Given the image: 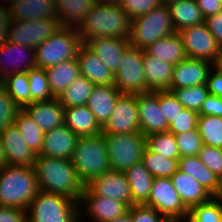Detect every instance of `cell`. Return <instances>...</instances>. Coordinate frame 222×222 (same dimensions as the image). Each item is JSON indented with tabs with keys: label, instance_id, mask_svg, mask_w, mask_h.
Listing matches in <instances>:
<instances>
[{
	"label": "cell",
	"instance_id": "24",
	"mask_svg": "<svg viewBox=\"0 0 222 222\" xmlns=\"http://www.w3.org/2000/svg\"><path fill=\"white\" fill-rule=\"evenodd\" d=\"M170 179L182 202L189 210L193 206L206 203L213 198L199 182L185 172L177 170Z\"/></svg>",
	"mask_w": 222,
	"mask_h": 222
},
{
	"label": "cell",
	"instance_id": "12",
	"mask_svg": "<svg viewBox=\"0 0 222 222\" xmlns=\"http://www.w3.org/2000/svg\"><path fill=\"white\" fill-rule=\"evenodd\" d=\"M182 38L187 58L215 62L220 46L206 24L186 27L178 32Z\"/></svg>",
	"mask_w": 222,
	"mask_h": 222
},
{
	"label": "cell",
	"instance_id": "47",
	"mask_svg": "<svg viewBox=\"0 0 222 222\" xmlns=\"http://www.w3.org/2000/svg\"><path fill=\"white\" fill-rule=\"evenodd\" d=\"M161 4V0H121L119 5L132 21L139 16L147 14Z\"/></svg>",
	"mask_w": 222,
	"mask_h": 222
},
{
	"label": "cell",
	"instance_id": "8",
	"mask_svg": "<svg viewBox=\"0 0 222 222\" xmlns=\"http://www.w3.org/2000/svg\"><path fill=\"white\" fill-rule=\"evenodd\" d=\"M103 135H105L110 169L125 172L142 161L146 137L141 132Z\"/></svg>",
	"mask_w": 222,
	"mask_h": 222
},
{
	"label": "cell",
	"instance_id": "29",
	"mask_svg": "<svg viewBox=\"0 0 222 222\" xmlns=\"http://www.w3.org/2000/svg\"><path fill=\"white\" fill-rule=\"evenodd\" d=\"M57 19L61 27L78 29L86 15L95 5V0H54Z\"/></svg>",
	"mask_w": 222,
	"mask_h": 222
},
{
	"label": "cell",
	"instance_id": "26",
	"mask_svg": "<svg viewBox=\"0 0 222 222\" xmlns=\"http://www.w3.org/2000/svg\"><path fill=\"white\" fill-rule=\"evenodd\" d=\"M9 11L12 21L57 19L54 0H18Z\"/></svg>",
	"mask_w": 222,
	"mask_h": 222
},
{
	"label": "cell",
	"instance_id": "40",
	"mask_svg": "<svg viewBox=\"0 0 222 222\" xmlns=\"http://www.w3.org/2000/svg\"><path fill=\"white\" fill-rule=\"evenodd\" d=\"M146 147L165 158L179 159V149L174 134L169 131L146 136Z\"/></svg>",
	"mask_w": 222,
	"mask_h": 222
},
{
	"label": "cell",
	"instance_id": "42",
	"mask_svg": "<svg viewBox=\"0 0 222 222\" xmlns=\"http://www.w3.org/2000/svg\"><path fill=\"white\" fill-rule=\"evenodd\" d=\"M185 222H222V200L213 197L206 203L193 206Z\"/></svg>",
	"mask_w": 222,
	"mask_h": 222
},
{
	"label": "cell",
	"instance_id": "63",
	"mask_svg": "<svg viewBox=\"0 0 222 222\" xmlns=\"http://www.w3.org/2000/svg\"><path fill=\"white\" fill-rule=\"evenodd\" d=\"M3 2L5 1L6 2V4H7V2H8V4L9 5H7L6 7H10V6H12L13 4H15V2H17L18 0H2Z\"/></svg>",
	"mask_w": 222,
	"mask_h": 222
},
{
	"label": "cell",
	"instance_id": "15",
	"mask_svg": "<svg viewBox=\"0 0 222 222\" xmlns=\"http://www.w3.org/2000/svg\"><path fill=\"white\" fill-rule=\"evenodd\" d=\"M141 133L146 137L166 132L169 125L159 105V90L136 94Z\"/></svg>",
	"mask_w": 222,
	"mask_h": 222
},
{
	"label": "cell",
	"instance_id": "54",
	"mask_svg": "<svg viewBox=\"0 0 222 222\" xmlns=\"http://www.w3.org/2000/svg\"><path fill=\"white\" fill-rule=\"evenodd\" d=\"M206 85L210 95L222 98V73L212 68L209 71Z\"/></svg>",
	"mask_w": 222,
	"mask_h": 222
},
{
	"label": "cell",
	"instance_id": "64",
	"mask_svg": "<svg viewBox=\"0 0 222 222\" xmlns=\"http://www.w3.org/2000/svg\"><path fill=\"white\" fill-rule=\"evenodd\" d=\"M174 1H178V0H161L162 4H165V5H167L171 2H174Z\"/></svg>",
	"mask_w": 222,
	"mask_h": 222
},
{
	"label": "cell",
	"instance_id": "7",
	"mask_svg": "<svg viewBox=\"0 0 222 222\" xmlns=\"http://www.w3.org/2000/svg\"><path fill=\"white\" fill-rule=\"evenodd\" d=\"M82 44L77 29L61 27L34 49L36 66L45 69L75 59Z\"/></svg>",
	"mask_w": 222,
	"mask_h": 222
},
{
	"label": "cell",
	"instance_id": "32",
	"mask_svg": "<svg viewBox=\"0 0 222 222\" xmlns=\"http://www.w3.org/2000/svg\"><path fill=\"white\" fill-rule=\"evenodd\" d=\"M178 170L194 178L213 197H216L219 189V178L200 161L198 155L180 157Z\"/></svg>",
	"mask_w": 222,
	"mask_h": 222
},
{
	"label": "cell",
	"instance_id": "6",
	"mask_svg": "<svg viewBox=\"0 0 222 222\" xmlns=\"http://www.w3.org/2000/svg\"><path fill=\"white\" fill-rule=\"evenodd\" d=\"M175 32L170 10L167 5L161 4L131 21L129 43L132 47L144 50L155 41Z\"/></svg>",
	"mask_w": 222,
	"mask_h": 222
},
{
	"label": "cell",
	"instance_id": "45",
	"mask_svg": "<svg viewBox=\"0 0 222 222\" xmlns=\"http://www.w3.org/2000/svg\"><path fill=\"white\" fill-rule=\"evenodd\" d=\"M179 149L180 157L196 156L202 149L203 142L198 129L184 133L174 134Z\"/></svg>",
	"mask_w": 222,
	"mask_h": 222
},
{
	"label": "cell",
	"instance_id": "61",
	"mask_svg": "<svg viewBox=\"0 0 222 222\" xmlns=\"http://www.w3.org/2000/svg\"><path fill=\"white\" fill-rule=\"evenodd\" d=\"M98 3L120 4L121 0H95Z\"/></svg>",
	"mask_w": 222,
	"mask_h": 222
},
{
	"label": "cell",
	"instance_id": "5",
	"mask_svg": "<svg viewBox=\"0 0 222 222\" xmlns=\"http://www.w3.org/2000/svg\"><path fill=\"white\" fill-rule=\"evenodd\" d=\"M80 211L79 202L39 190L27 209V222H82Z\"/></svg>",
	"mask_w": 222,
	"mask_h": 222
},
{
	"label": "cell",
	"instance_id": "49",
	"mask_svg": "<svg viewBox=\"0 0 222 222\" xmlns=\"http://www.w3.org/2000/svg\"><path fill=\"white\" fill-rule=\"evenodd\" d=\"M198 113L184 108L182 112L169 125L168 130L172 134L184 133L197 128Z\"/></svg>",
	"mask_w": 222,
	"mask_h": 222
},
{
	"label": "cell",
	"instance_id": "31",
	"mask_svg": "<svg viewBox=\"0 0 222 222\" xmlns=\"http://www.w3.org/2000/svg\"><path fill=\"white\" fill-rule=\"evenodd\" d=\"M51 93L57 98L80 74L77 58L44 69Z\"/></svg>",
	"mask_w": 222,
	"mask_h": 222
},
{
	"label": "cell",
	"instance_id": "41",
	"mask_svg": "<svg viewBox=\"0 0 222 222\" xmlns=\"http://www.w3.org/2000/svg\"><path fill=\"white\" fill-rule=\"evenodd\" d=\"M31 103L49 101L55 97L51 93L50 84L45 70L42 67L35 66L27 71Z\"/></svg>",
	"mask_w": 222,
	"mask_h": 222
},
{
	"label": "cell",
	"instance_id": "9",
	"mask_svg": "<svg viewBox=\"0 0 222 222\" xmlns=\"http://www.w3.org/2000/svg\"><path fill=\"white\" fill-rule=\"evenodd\" d=\"M114 86L120 93L140 94L146 92L143 67V50L129 46L123 53Z\"/></svg>",
	"mask_w": 222,
	"mask_h": 222
},
{
	"label": "cell",
	"instance_id": "30",
	"mask_svg": "<svg viewBox=\"0 0 222 222\" xmlns=\"http://www.w3.org/2000/svg\"><path fill=\"white\" fill-rule=\"evenodd\" d=\"M144 51L160 61L173 65L187 58L182 38L178 32L155 41Z\"/></svg>",
	"mask_w": 222,
	"mask_h": 222
},
{
	"label": "cell",
	"instance_id": "53",
	"mask_svg": "<svg viewBox=\"0 0 222 222\" xmlns=\"http://www.w3.org/2000/svg\"><path fill=\"white\" fill-rule=\"evenodd\" d=\"M204 23L215 37L219 46L222 47V11L207 17Z\"/></svg>",
	"mask_w": 222,
	"mask_h": 222
},
{
	"label": "cell",
	"instance_id": "43",
	"mask_svg": "<svg viewBox=\"0 0 222 222\" xmlns=\"http://www.w3.org/2000/svg\"><path fill=\"white\" fill-rule=\"evenodd\" d=\"M172 91L178 101L187 109L199 113L202 103L209 96L207 85L168 89Z\"/></svg>",
	"mask_w": 222,
	"mask_h": 222
},
{
	"label": "cell",
	"instance_id": "19",
	"mask_svg": "<svg viewBox=\"0 0 222 222\" xmlns=\"http://www.w3.org/2000/svg\"><path fill=\"white\" fill-rule=\"evenodd\" d=\"M79 136L65 125L44 132L41 151L36 156L72 159Z\"/></svg>",
	"mask_w": 222,
	"mask_h": 222
},
{
	"label": "cell",
	"instance_id": "16",
	"mask_svg": "<svg viewBox=\"0 0 222 222\" xmlns=\"http://www.w3.org/2000/svg\"><path fill=\"white\" fill-rule=\"evenodd\" d=\"M6 61L9 63H6ZM35 66V51L33 48L10 41H6L0 46V81L8 75L27 72Z\"/></svg>",
	"mask_w": 222,
	"mask_h": 222
},
{
	"label": "cell",
	"instance_id": "60",
	"mask_svg": "<svg viewBox=\"0 0 222 222\" xmlns=\"http://www.w3.org/2000/svg\"><path fill=\"white\" fill-rule=\"evenodd\" d=\"M215 198L222 200V176L219 179V189Z\"/></svg>",
	"mask_w": 222,
	"mask_h": 222
},
{
	"label": "cell",
	"instance_id": "34",
	"mask_svg": "<svg viewBox=\"0 0 222 222\" xmlns=\"http://www.w3.org/2000/svg\"><path fill=\"white\" fill-rule=\"evenodd\" d=\"M167 6L176 32L205 22L196 0H178L167 4Z\"/></svg>",
	"mask_w": 222,
	"mask_h": 222
},
{
	"label": "cell",
	"instance_id": "59",
	"mask_svg": "<svg viewBox=\"0 0 222 222\" xmlns=\"http://www.w3.org/2000/svg\"><path fill=\"white\" fill-rule=\"evenodd\" d=\"M5 165H7L6 156H5L4 148H3L1 137H0V169Z\"/></svg>",
	"mask_w": 222,
	"mask_h": 222
},
{
	"label": "cell",
	"instance_id": "37",
	"mask_svg": "<svg viewBox=\"0 0 222 222\" xmlns=\"http://www.w3.org/2000/svg\"><path fill=\"white\" fill-rule=\"evenodd\" d=\"M178 160L165 158L147 147L142 153V162L154 178H170L178 170Z\"/></svg>",
	"mask_w": 222,
	"mask_h": 222
},
{
	"label": "cell",
	"instance_id": "58",
	"mask_svg": "<svg viewBox=\"0 0 222 222\" xmlns=\"http://www.w3.org/2000/svg\"><path fill=\"white\" fill-rule=\"evenodd\" d=\"M108 222H133L132 217H131V213L129 211H127L125 214H123L120 217H117L111 221Z\"/></svg>",
	"mask_w": 222,
	"mask_h": 222
},
{
	"label": "cell",
	"instance_id": "10",
	"mask_svg": "<svg viewBox=\"0 0 222 222\" xmlns=\"http://www.w3.org/2000/svg\"><path fill=\"white\" fill-rule=\"evenodd\" d=\"M156 209L164 218L186 219L189 209L182 202L170 178H154L151 192L144 204Z\"/></svg>",
	"mask_w": 222,
	"mask_h": 222
},
{
	"label": "cell",
	"instance_id": "38",
	"mask_svg": "<svg viewBox=\"0 0 222 222\" xmlns=\"http://www.w3.org/2000/svg\"><path fill=\"white\" fill-rule=\"evenodd\" d=\"M8 95L21 107L31 104L30 85L27 72L8 75L1 81Z\"/></svg>",
	"mask_w": 222,
	"mask_h": 222
},
{
	"label": "cell",
	"instance_id": "48",
	"mask_svg": "<svg viewBox=\"0 0 222 222\" xmlns=\"http://www.w3.org/2000/svg\"><path fill=\"white\" fill-rule=\"evenodd\" d=\"M198 157L220 179L222 176V149L203 145Z\"/></svg>",
	"mask_w": 222,
	"mask_h": 222
},
{
	"label": "cell",
	"instance_id": "3",
	"mask_svg": "<svg viewBox=\"0 0 222 222\" xmlns=\"http://www.w3.org/2000/svg\"><path fill=\"white\" fill-rule=\"evenodd\" d=\"M38 191L33 166L5 165L0 169V206L27 210Z\"/></svg>",
	"mask_w": 222,
	"mask_h": 222
},
{
	"label": "cell",
	"instance_id": "17",
	"mask_svg": "<svg viewBox=\"0 0 222 222\" xmlns=\"http://www.w3.org/2000/svg\"><path fill=\"white\" fill-rule=\"evenodd\" d=\"M86 186L95 195L120 200L129 207L135 205L132 202L129 183L124 172L110 169L101 176L94 178Z\"/></svg>",
	"mask_w": 222,
	"mask_h": 222
},
{
	"label": "cell",
	"instance_id": "14",
	"mask_svg": "<svg viewBox=\"0 0 222 222\" xmlns=\"http://www.w3.org/2000/svg\"><path fill=\"white\" fill-rule=\"evenodd\" d=\"M84 210L86 217L88 216L93 222H108L117 217L122 216L129 210V206L113 198L95 195L87 186L81 200L79 201V209Z\"/></svg>",
	"mask_w": 222,
	"mask_h": 222
},
{
	"label": "cell",
	"instance_id": "18",
	"mask_svg": "<svg viewBox=\"0 0 222 222\" xmlns=\"http://www.w3.org/2000/svg\"><path fill=\"white\" fill-rule=\"evenodd\" d=\"M213 64L203 59L186 58L174 65L169 89L206 85L209 71Z\"/></svg>",
	"mask_w": 222,
	"mask_h": 222
},
{
	"label": "cell",
	"instance_id": "39",
	"mask_svg": "<svg viewBox=\"0 0 222 222\" xmlns=\"http://www.w3.org/2000/svg\"><path fill=\"white\" fill-rule=\"evenodd\" d=\"M197 129L203 145L222 149V117L198 115Z\"/></svg>",
	"mask_w": 222,
	"mask_h": 222
},
{
	"label": "cell",
	"instance_id": "21",
	"mask_svg": "<svg viewBox=\"0 0 222 222\" xmlns=\"http://www.w3.org/2000/svg\"><path fill=\"white\" fill-rule=\"evenodd\" d=\"M43 132L64 125L65 108L57 98L33 102L22 108Z\"/></svg>",
	"mask_w": 222,
	"mask_h": 222
},
{
	"label": "cell",
	"instance_id": "51",
	"mask_svg": "<svg viewBox=\"0 0 222 222\" xmlns=\"http://www.w3.org/2000/svg\"><path fill=\"white\" fill-rule=\"evenodd\" d=\"M198 115L222 117V98L209 94L202 103Z\"/></svg>",
	"mask_w": 222,
	"mask_h": 222
},
{
	"label": "cell",
	"instance_id": "62",
	"mask_svg": "<svg viewBox=\"0 0 222 222\" xmlns=\"http://www.w3.org/2000/svg\"><path fill=\"white\" fill-rule=\"evenodd\" d=\"M162 222H185V221L181 220V219H168V218H165Z\"/></svg>",
	"mask_w": 222,
	"mask_h": 222
},
{
	"label": "cell",
	"instance_id": "57",
	"mask_svg": "<svg viewBox=\"0 0 222 222\" xmlns=\"http://www.w3.org/2000/svg\"><path fill=\"white\" fill-rule=\"evenodd\" d=\"M213 68L222 73V47L220 48V51L217 54V58L213 63Z\"/></svg>",
	"mask_w": 222,
	"mask_h": 222
},
{
	"label": "cell",
	"instance_id": "28",
	"mask_svg": "<svg viewBox=\"0 0 222 222\" xmlns=\"http://www.w3.org/2000/svg\"><path fill=\"white\" fill-rule=\"evenodd\" d=\"M64 118V125L79 137L95 136L102 133V128L86 105L65 108Z\"/></svg>",
	"mask_w": 222,
	"mask_h": 222
},
{
	"label": "cell",
	"instance_id": "23",
	"mask_svg": "<svg viewBox=\"0 0 222 222\" xmlns=\"http://www.w3.org/2000/svg\"><path fill=\"white\" fill-rule=\"evenodd\" d=\"M114 85H95L86 106L94 114L102 128L113 113L115 103L120 95Z\"/></svg>",
	"mask_w": 222,
	"mask_h": 222
},
{
	"label": "cell",
	"instance_id": "22",
	"mask_svg": "<svg viewBox=\"0 0 222 222\" xmlns=\"http://www.w3.org/2000/svg\"><path fill=\"white\" fill-rule=\"evenodd\" d=\"M81 76L89 79L94 85H114V74L103 61L84 43L77 53Z\"/></svg>",
	"mask_w": 222,
	"mask_h": 222
},
{
	"label": "cell",
	"instance_id": "11",
	"mask_svg": "<svg viewBox=\"0 0 222 222\" xmlns=\"http://www.w3.org/2000/svg\"><path fill=\"white\" fill-rule=\"evenodd\" d=\"M60 28L58 19L12 21L7 41L35 49Z\"/></svg>",
	"mask_w": 222,
	"mask_h": 222
},
{
	"label": "cell",
	"instance_id": "44",
	"mask_svg": "<svg viewBox=\"0 0 222 222\" xmlns=\"http://www.w3.org/2000/svg\"><path fill=\"white\" fill-rule=\"evenodd\" d=\"M22 108L8 95L7 89L0 81V133L13 124Z\"/></svg>",
	"mask_w": 222,
	"mask_h": 222
},
{
	"label": "cell",
	"instance_id": "56",
	"mask_svg": "<svg viewBox=\"0 0 222 222\" xmlns=\"http://www.w3.org/2000/svg\"><path fill=\"white\" fill-rule=\"evenodd\" d=\"M204 18L222 11V0H196Z\"/></svg>",
	"mask_w": 222,
	"mask_h": 222
},
{
	"label": "cell",
	"instance_id": "1",
	"mask_svg": "<svg viewBox=\"0 0 222 222\" xmlns=\"http://www.w3.org/2000/svg\"><path fill=\"white\" fill-rule=\"evenodd\" d=\"M33 168L40 191L81 200L85 185L70 159L36 156Z\"/></svg>",
	"mask_w": 222,
	"mask_h": 222
},
{
	"label": "cell",
	"instance_id": "2",
	"mask_svg": "<svg viewBox=\"0 0 222 222\" xmlns=\"http://www.w3.org/2000/svg\"><path fill=\"white\" fill-rule=\"evenodd\" d=\"M131 20L119 4L98 3L91 8L77 29L85 45L102 38L129 40Z\"/></svg>",
	"mask_w": 222,
	"mask_h": 222
},
{
	"label": "cell",
	"instance_id": "52",
	"mask_svg": "<svg viewBox=\"0 0 222 222\" xmlns=\"http://www.w3.org/2000/svg\"><path fill=\"white\" fill-rule=\"evenodd\" d=\"M0 222H27V210L0 206Z\"/></svg>",
	"mask_w": 222,
	"mask_h": 222
},
{
	"label": "cell",
	"instance_id": "35",
	"mask_svg": "<svg viewBox=\"0 0 222 222\" xmlns=\"http://www.w3.org/2000/svg\"><path fill=\"white\" fill-rule=\"evenodd\" d=\"M94 84L84 76L77 77L58 97L64 108L86 105Z\"/></svg>",
	"mask_w": 222,
	"mask_h": 222
},
{
	"label": "cell",
	"instance_id": "25",
	"mask_svg": "<svg viewBox=\"0 0 222 222\" xmlns=\"http://www.w3.org/2000/svg\"><path fill=\"white\" fill-rule=\"evenodd\" d=\"M143 67L146 92L168 90L172 81L174 65L160 61L143 50Z\"/></svg>",
	"mask_w": 222,
	"mask_h": 222
},
{
	"label": "cell",
	"instance_id": "4",
	"mask_svg": "<svg viewBox=\"0 0 222 222\" xmlns=\"http://www.w3.org/2000/svg\"><path fill=\"white\" fill-rule=\"evenodd\" d=\"M71 161L85 186L110 170L105 135L79 137Z\"/></svg>",
	"mask_w": 222,
	"mask_h": 222
},
{
	"label": "cell",
	"instance_id": "33",
	"mask_svg": "<svg viewBox=\"0 0 222 222\" xmlns=\"http://www.w3.org/2000/svg\"><path fill=\"white\" fill-rule=\"evenodd\" d=\"M124 173L129 183L132 202L135 205L145 204L149 198L154 177L142 161L134 164Z\"/></svg>",
	"mask_w": 222,
	"mask_h": 222
},
{
	"label": "cell",
	"instance_id": "20",
	"mask_svg": "<svg viewBox=\"0 0 222 222\" xmlns=\"http://www.w3.org/2000/svg\"><path fill=\"white\" fill-rule=\"evenodd\" d=\"M7 165L33 166L36 158L15 124L8 125L0 133Z\"/></svg>",
	"mask_w": 222,
	"mask_h": 222
},
{
	"label": "cell",
	"instance_id": "50",
	"mask_svg": "<svg viewBox=\"0 0 222 222\" xmlns=\"http://www.w3.org/2000/svg\"><path fill=\"white\" fill-rule=\"evenodd\" d=\"M133 222H162L165 218L154 208L147 205H133L128 210Z\"/></svg>",
	"mask_w": 222,
	"mask_h": 222
},
{
	"label": "cell",
	"instance_id": "55",
	"mask_svg": "<svg viewBox=\"0 0 222 222\" xmlns=\"http://www.w3.org/2000/svg\"><path fill=\"white\" fill-rule=\"evenodd\" d=\"M12 17L8 7L4 3L0 6V46L3 45L8 38V29L11 26Z\"/></svg>",
	"mask_w": 222,
	"mask_h": 222
},
{
	"label": "cell",
	"instance_id": "36",
	"mask_svg": "<svg viewBox=\"0 0 222 222\" xmlns=\"http://www.w3.org/2000/svg\"><path fill=\"white\" fill-rule=\"evenodd\" d=\"M13 123L20 131L24 142H26L30 150L38 155L43 144L44 132L42 129L23 109L18 113Z\"/></svg>",
	"mask_w": 222,
	"mask_h": 222
},
{
	"label": "cell",
	"instance_id": "27",
	"mask_svg": "<svg viewBox=\"0 0 222 222\" xmlns=\"http://www.w3.org/2000/svg\"><path fill=\"white\" fill-rule=\"evenodd\" d=\"M108 69L115 75L118 71L124 51L130 46L129 40L123 38H102L91 41L87 45Z\"/></svg>",
	"mask_w": 222,
	"mask_h": 222
},
{
	"label": "cell",
	"instance_id": "13",
	"mask_svg": "<svg viewBox=\"0 0 222 222\" xmlns=\"http://www.w3.org/2000/svg\"><path fill=\"white\" fill-rule=\"evenodd\" d=\"M141 132L136 94L121 93L113 113L102 127V134Z\"/></svg>",
	"mask_w": 222,
	"mask_h": 222
},
{
	"label": "cell",
	"instance_id": "46",
	"mask_svg": "<svg viewBox=\"0 0 222 222\" xmlns=\"http://www.w3.org/2000/svg\"><path fill=\"white\" fill-rule=\"evenodd\" d=\"M159 105L168 125H170L185 108L173 92L169 90H159Z\"/></svg>",
	"mask_w": 222,
	"mask_h": 222
}]
</instances>
